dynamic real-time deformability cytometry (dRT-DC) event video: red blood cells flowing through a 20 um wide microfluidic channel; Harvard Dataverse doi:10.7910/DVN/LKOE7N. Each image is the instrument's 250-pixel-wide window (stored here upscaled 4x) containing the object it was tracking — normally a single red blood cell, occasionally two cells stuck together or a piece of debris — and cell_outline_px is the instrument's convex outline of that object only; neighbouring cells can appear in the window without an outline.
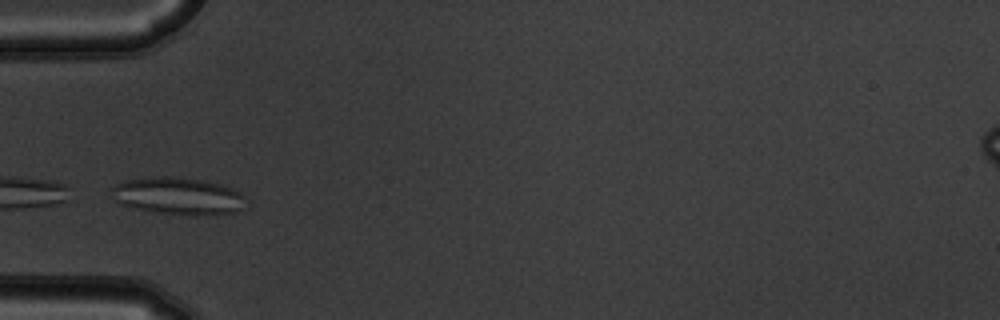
{"species": "common noctule bat (a hibernating species)", "species_latin": "Nyctalus noctula", "temperature_condition": "warm", "stored_images_in_passage": 15, "camera_frame_rate_fps": 3000, "um_per_image_px": 0.085, "animal": {"sex": "male", "body_mass_g": 19.5, "forearm_length_mm": 54.6}, "frame": {"image": 1, "passage_image": 1, "time_ms": 0.0, "image_size_px": [1000, 320], "cell_outline_px": [[244, 196], [236, 212], [208, 216], [148, 212], [120, 204], [108, 196], [108, 192], [116, 184], [124, 180], [152, 176], [176, 176], [200, 180], [220, 184], [232, 188], [240, 192]], "centroid_in_image_um": [15.01, 16.66], "position_along_channel_um": 70.0, "area_um2": 29.48}}